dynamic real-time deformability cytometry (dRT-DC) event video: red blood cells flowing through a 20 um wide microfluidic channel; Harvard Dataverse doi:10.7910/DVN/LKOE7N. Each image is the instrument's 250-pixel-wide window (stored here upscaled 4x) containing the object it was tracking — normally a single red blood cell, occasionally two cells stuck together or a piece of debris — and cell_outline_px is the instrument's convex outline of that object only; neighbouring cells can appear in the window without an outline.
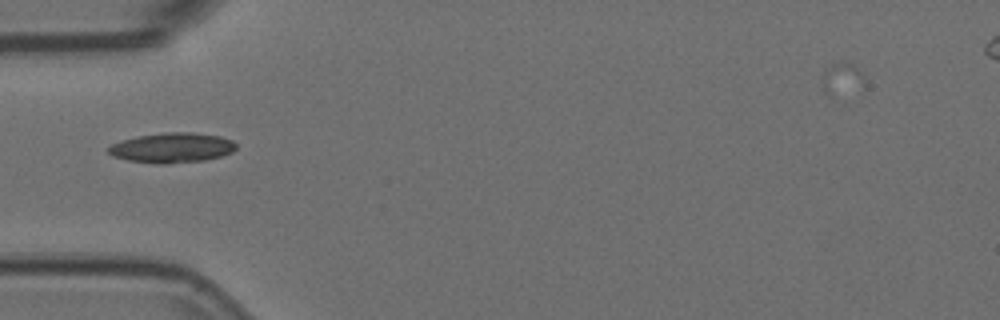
{"species": "Egyptian fruit bat (a non-hibernating species)", "species_latin": "Rousettus aegyptiacus", "temperature_condition": "room temperature", "stored_images_in_passage": 6, "camera_frame_rate_fps": 3000, "um_per_image_px": 0.085, "animal": {"sex": "female"}, "frame": {"image": 1, "passage_image": 4, "time_ms": 1.0, "image_size_px": [1000, 320], "cell_outline_px": [[236, 148], [232, 152], [220, 156], [204, 160], [164, 164], [160, 164], [128, 160], [112, 156], [108, 152], [108, 148], [112, 144], [136, 136], [168, 132], [192, 132], [220, 136], [232, 140], [236, 144]], "centroid_in_image_um": [14.63, 12.55], "position_along_channel_um": 70.4, "area_um2": 22.14}}
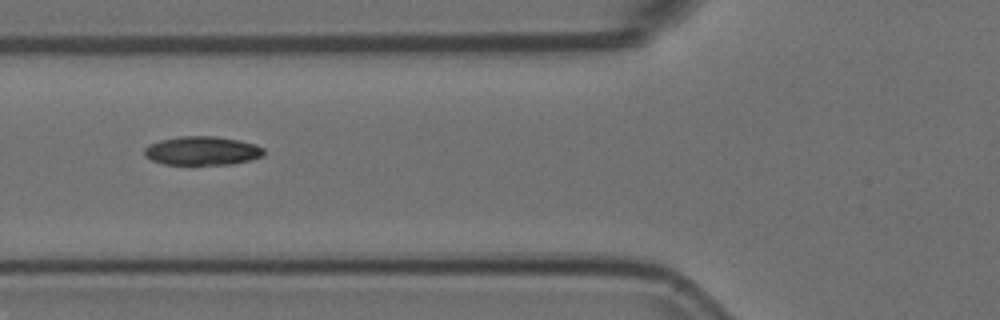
{"frame": {"image": 2, "passage_image": 5, "time_ms": 1.333, "image_size_px": [1000, 320], "cell_outline_px": [[264, 156], [232, 164], [164, 164], [152, 160], [144, 156], [144, 148], [148, 144], [160, 140], [180, 136], [216, 136], [240, 140], [256, 144], [264, 148]], "centroid_in_image_um": [17.18, 12.8], "position_along_channel_um": 108.6, "area_um2": 20.11}}
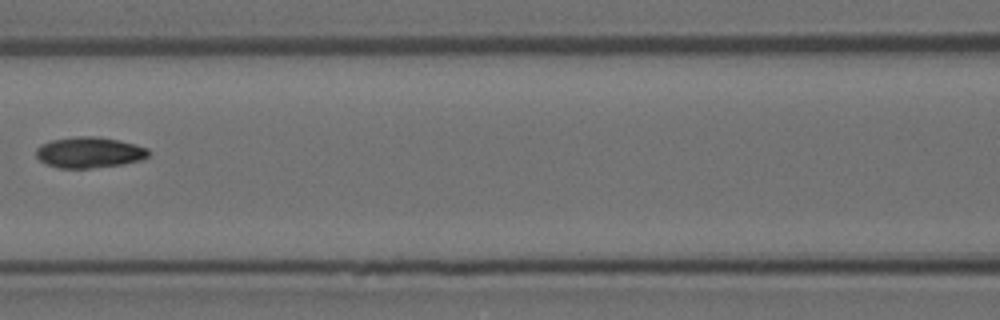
{"frame": {"image": 3, "passage_image": 6, "time_ms": 1.667, "image_size_px": [1000, 320], "cell_outline_px": [[152, 152], [144, 160], [124, 164], [92, 168], [60, 168], [48, 164], [40, 160], [36, 156], [36, 148], [40, 144], [52, 140], [80, 136], [96, 136], [120, 140], [136, 144], [148, 148]], "centroid_in_image_um": [7.65, 12.95], "position_along_channel_um": 158.9, "area_um2": 20.46}}